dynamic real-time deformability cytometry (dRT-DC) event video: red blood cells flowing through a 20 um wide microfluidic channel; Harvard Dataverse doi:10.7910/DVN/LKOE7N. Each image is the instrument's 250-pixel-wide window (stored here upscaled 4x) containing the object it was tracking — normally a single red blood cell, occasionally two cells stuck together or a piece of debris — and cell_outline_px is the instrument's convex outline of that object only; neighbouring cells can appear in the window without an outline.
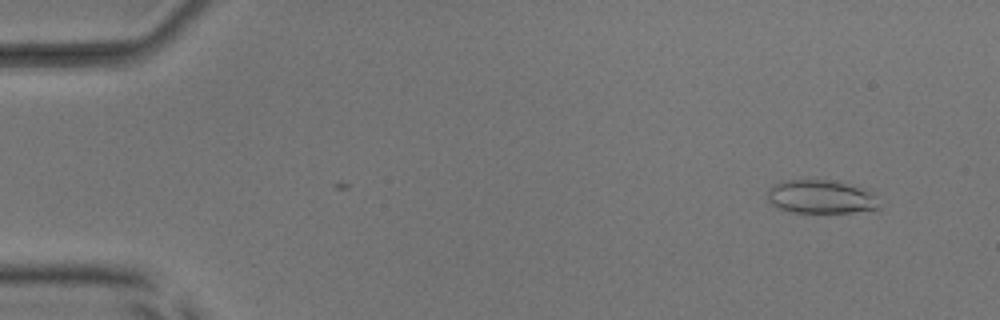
{"species": "common noctule bat (a hibernating species)", "species_latin": "Nyctalus noctula", "temperature_condition": "room temperature", "stored_images_in_passage": 52, "camera_frame_rate_fps": 3000, "um_per_image_px": 0.085, "animal": {"sex": "male", "body_mass_g": 17.9, "forearm_length_mm": 54.2}, "frame": {"image": 1, "passage_image": 4, "time_ms": 1.0, "image_size_px": [1000, 320], "cell_outline_px": [[880, 208], [852, 212], [792, 212], [776, 208], [768, 200], [768, 188], [772, 184], [780, 180], [836, 180], [872, 192], [880, 204]], "centroid_in_image_um": [69.73, 16.72], "position_along_channel_um": 15.3, "area_um2": 21.91}}
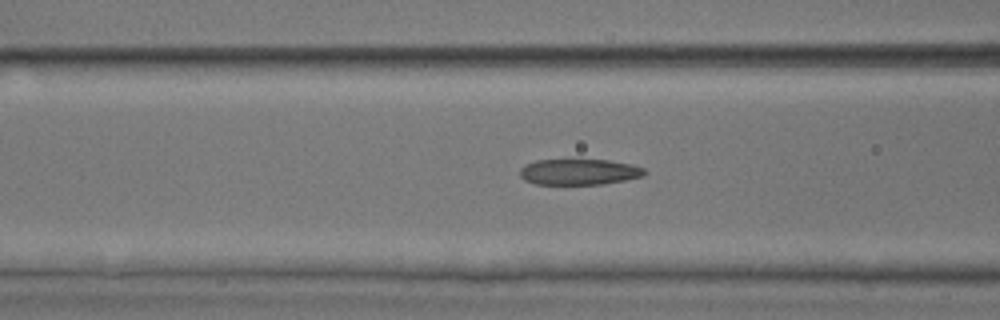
{"frame": {"image": 2, "passage_image": 21, "time_ms": 6.667, "image_size_px": [1000, 320], "cell_outline_px": [[648, 172], [644, 176], [604, 184], [536, 184], [524, 180], [520, 176], [520, 168], [524, 164], [536, 160], [608, 160], [632, 164], [644, 168]], "centroid_in_image_um": [49.23, 14.61], "position_along_channel_um": 117.4, "area_um2": 18.9}}
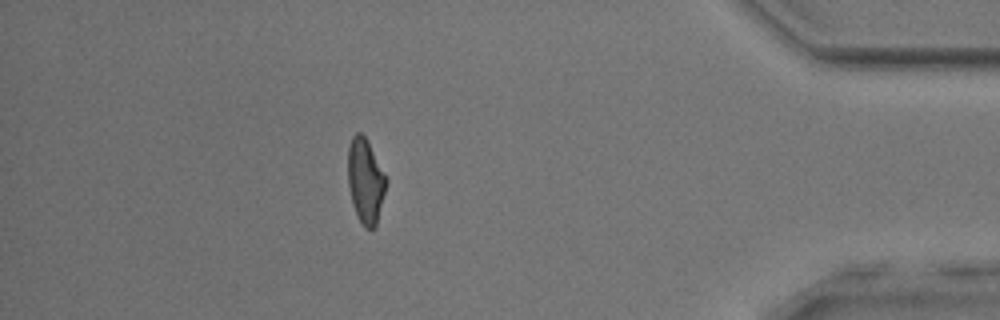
{"frame": {"image": 3, "passage_image": 46, "time_ms": 15.0, "image_size_px": [1000, 320], "cell_outline_px": [[388, 180], [376, 224], [372, 228], [364, 228], [352, 204], [348, 184], [348, 148], [352, 136], [356, 132], [360, 132], [368, 140]], "centroid_in_image_um": [31.06, 15.33], "position_along_channel_um": 404.1, "area_um2": 18.79}, "authors_computed_cell_mechanics": {"area_um2": 19.7965, "velocity_mm_per_s": 3.9548, "shape_relaxation_time_tau1_ms": 4.082, "shape_relaxation_time_tau2_ms": 2.298, "deformation_change_tau1": 0.1241, "deformation_change_tau2": 0.1038}}